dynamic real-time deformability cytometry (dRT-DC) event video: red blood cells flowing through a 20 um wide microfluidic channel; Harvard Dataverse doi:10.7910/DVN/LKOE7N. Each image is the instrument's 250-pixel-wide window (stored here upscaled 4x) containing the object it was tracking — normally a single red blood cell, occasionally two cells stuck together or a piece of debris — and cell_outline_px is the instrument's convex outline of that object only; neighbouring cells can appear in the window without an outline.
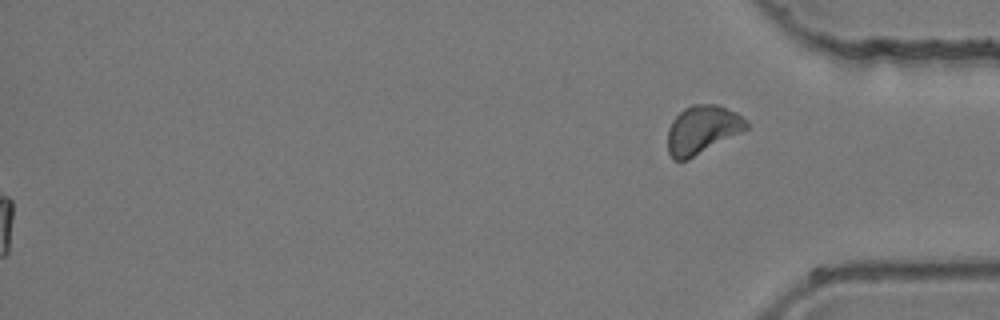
{"species": "common noctule bat (a hibernating species)", "species_latin": "Nyctalus noctula", "temperature_condition": "room temperature", "stored_images_in_passage": 48, "segment_of_instrument_passage": [2, 2], "camera_frame_rate_fps": 3000, "um_per_image_px": 0.085, "animal": {"sex": "female", "body_mass_g": 24.6, "forearm_length_mm": 56.2}, "frame": {"image": 1, "passage_image": 48, "time_ms": 15.667, "image_size_px": [1000, 320], "cell_outline_px": [[748, 128], [688, 160], [672, 160], [668, 152], [668, 128], [672, 120], [684, 108], [692, 104], [716, 104], [736, 112], [748, 120]], "centroid_in_image_um": [59.68, 11.02], "position_along_channel_um": 375.5, "area_um2": 22.14}}